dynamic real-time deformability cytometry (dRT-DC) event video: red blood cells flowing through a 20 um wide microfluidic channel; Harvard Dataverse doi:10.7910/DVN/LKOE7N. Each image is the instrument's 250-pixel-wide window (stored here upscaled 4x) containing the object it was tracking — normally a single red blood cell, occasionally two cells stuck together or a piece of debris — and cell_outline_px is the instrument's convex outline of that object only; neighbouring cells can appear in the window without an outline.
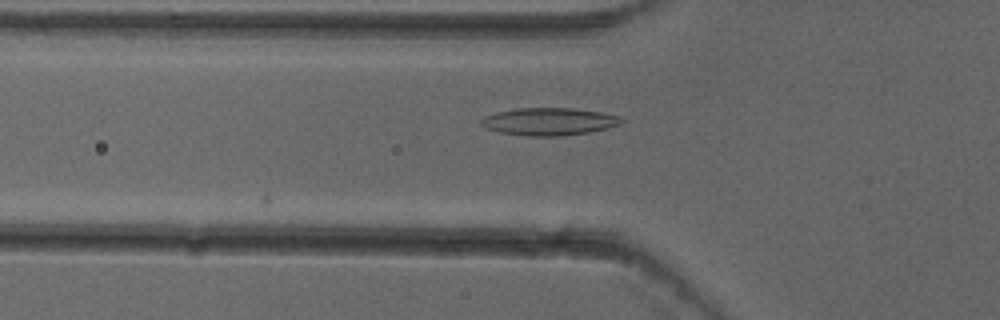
{"species": "common noctule bat (a hibernating species)", "species_latin": "Nyctalus noctula", "temperature_condition": "cold", "stored_images_in_passage": 2, "camera_frame_rate_fps": 3000, "um_per_image_px": 0.085, "animal": {"sex": "female"}, "frame": {"image": 1, "passage_image": 2, "time_ms": 0.333, "image_size_px": [1000, 320], "cell_outline_px": [[624, 120], [620, 124], [588, 132], [560, 136], [528, 136], [500, 132], [488, 128], [480, 124], [480, 120], [484, 116], [516, 108], [572, 108], [600, 112], [620, 116]], "centroid_in_image_um": [46.66, 10.33], "position_along_channel_um": 79.1, "area_um2": 22.2}}